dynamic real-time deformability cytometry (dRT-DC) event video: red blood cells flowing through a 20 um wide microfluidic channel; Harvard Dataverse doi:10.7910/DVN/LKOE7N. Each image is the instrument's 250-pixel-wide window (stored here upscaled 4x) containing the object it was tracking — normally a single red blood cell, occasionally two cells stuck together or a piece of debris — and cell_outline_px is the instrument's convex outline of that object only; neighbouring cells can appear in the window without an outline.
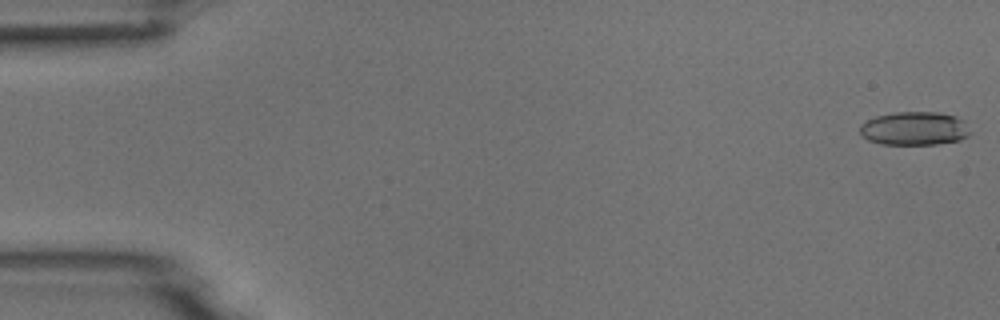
{"species": "common noctule bat (a hibernating species)", "species_latin": "Nyctalus noctula", "temperature_condition": "room temperature", "stored_images_in_passage": 53, "camera_frame_rate_fps": 3000, "um_per_image_px": 0.085, "animal": {"sex": "male", "body_mass_g": 18.8}, "frame": {"image": 1, "passage_image": 1, "time_ms": 0.0, "image_size_px": [1000, 320], "cell_outline_px": [[972, 132], [968, 136], [960, 140], [936, 144], [880, 144], [868, 140], [860, 132], [860, 124], [876, 116], [892, 112], [940, 112], [956, 116], [964, 120]], "centroid_in_image_um": [77.76, 10.91], "position_along_channel_um": 7.2, "area_um2": 21.73}}
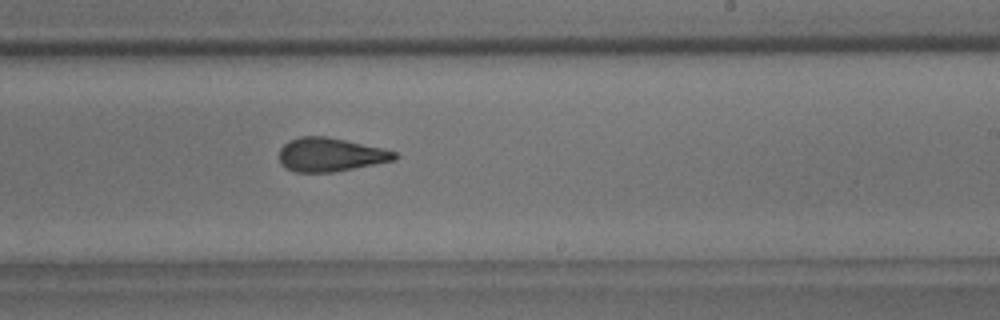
{"frame": {"image": 2, "passage_image": 32, "time_ms": 10.333, "image_size_px": [1000, 320], "cell_outline_px": [[400, 156], [396, 160], [332, 172], [296, 172], [280, 164], [280, 148], [284, 144], [300, 136], [324, 136], [384, 148], [396, 152]], "centroid_in_image_um": [28.11, 13.15], "position_along_channel_um": 260.9, "area_um2": 22.48}}
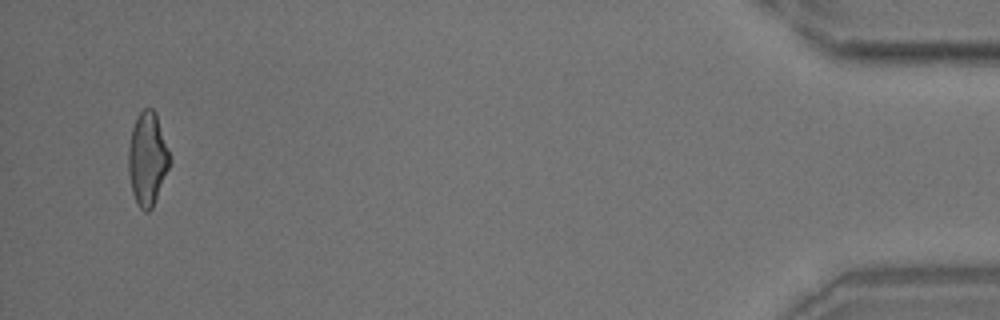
{"frame": {"image": 3, "passage_image": 51, "time_ms": 16.667, "image_size_px": [1000, 320], "cell_outline_px": [[172, 160], [152, 208], [148, 212], [144, 212], [140, 208], [132, 192], [128, 172], [128, 148], [132, 128], [136, 116], [144, 108], [152, 108], [156, 112]], "centroid_in_image_um": [12.53, 13.48], "position_along_channel_um": 422.7, "area_um2": 22.54}}